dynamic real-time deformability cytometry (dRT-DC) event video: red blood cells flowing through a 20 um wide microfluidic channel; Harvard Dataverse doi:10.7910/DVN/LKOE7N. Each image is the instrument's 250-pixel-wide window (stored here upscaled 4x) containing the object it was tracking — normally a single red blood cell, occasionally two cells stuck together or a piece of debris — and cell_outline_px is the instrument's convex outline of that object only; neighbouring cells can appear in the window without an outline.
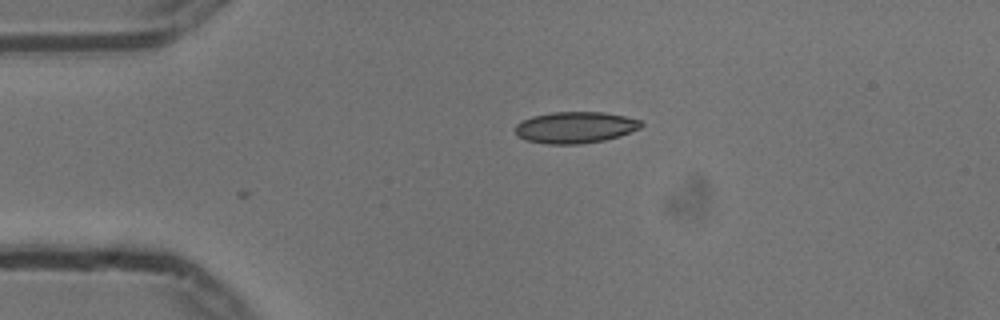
{"species": "common noctule bat (a hibernating species)", "species_latin": "Nyctalus noctula", "temperature_condition": "cold", "stored_images_in_passage": 35, "camera_frame_rate_fps": 3000, "um_per_image_px": 0.085, "animal": {"sex": "male", "body_mass_g": 13.3}, "frame": {"image": 1, "passage_image": 1, "time_ms": 0.0, "image_size_px": [1000, 320], "cell_outline_px": [[644, 124], [640, 128], [620, 136], [604, 140], [580, 144], [544, 144], [524, 140], [516, 132], [516, 124], [532, 116], [552, 112], [604, 112], [624, 116], [640, 120]], "centroid_in_image_um": [48.9, 10.83], "position_along_channel_um": 36.1, "area_um2": 23.06}}
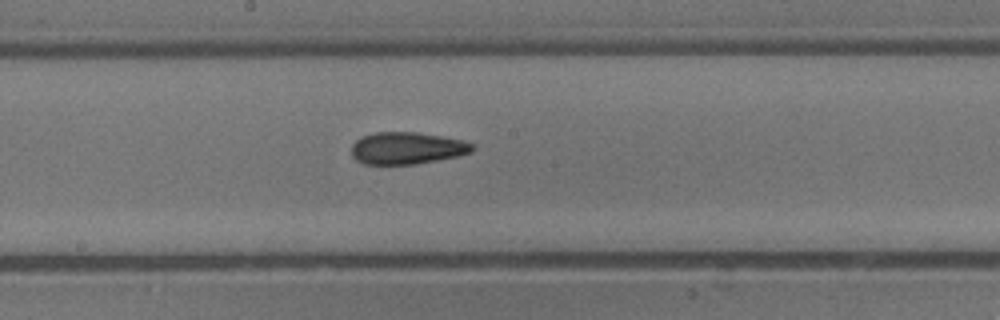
{"frame": {"image": 2, "passage_image": 18, "time_ms": 5.667, "image_size_px": [1000, 320], "cell_outline_px": [[476, 148], [472, 152], [460, 156], [416, 164], [364, 164], [356, 160], [352, 156], [352, 144], [356, 140], [364, 136], [376, 132], [416, 132], [464, 140], [476, 144]], "centroid_in_image_um": [34.65, 12.6], "position_along_channel_um": 213.5, "area_um2": 22.77}}
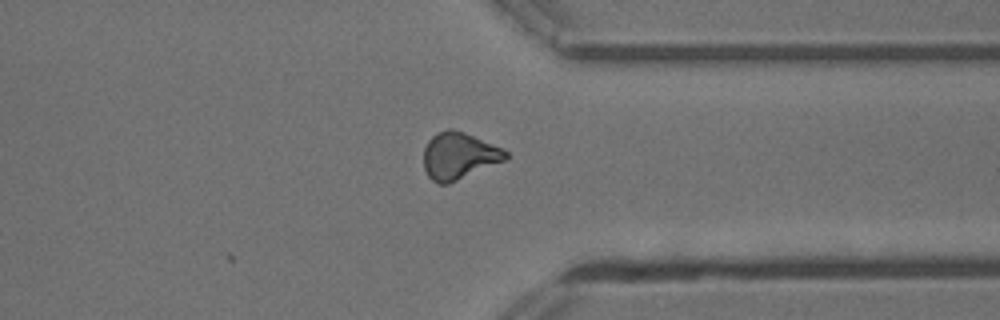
{"frame": {"image": 3, "passage_image": 31, "time_ms": 10.0, "image_size_px": [1000, 320], "cell_outline_px": [[508, 160], [448, 184], [440, 184], [432, 180], [428, 176], [424, 168], [424, 148], [428, 140], [436, 132], [448, 128], [452, 128], [464, 132], [504, 148], [508, 152]], "centroid_in_image_um": [39.04, 13.24], "position_along_channel_um": 372.4, "area_um2": 22.77}, "authors_computed_cell_mechanics": {"area_um2": 22.4264, "velocity_mm_per_s": 3.7435, "shape_relaxation_time_tau1_ms": null, "shape_relaxation_time_tau2_ms": 3.9989, "deformation_change_tau1": null, "deformation_change_tau2": 0.1056}}